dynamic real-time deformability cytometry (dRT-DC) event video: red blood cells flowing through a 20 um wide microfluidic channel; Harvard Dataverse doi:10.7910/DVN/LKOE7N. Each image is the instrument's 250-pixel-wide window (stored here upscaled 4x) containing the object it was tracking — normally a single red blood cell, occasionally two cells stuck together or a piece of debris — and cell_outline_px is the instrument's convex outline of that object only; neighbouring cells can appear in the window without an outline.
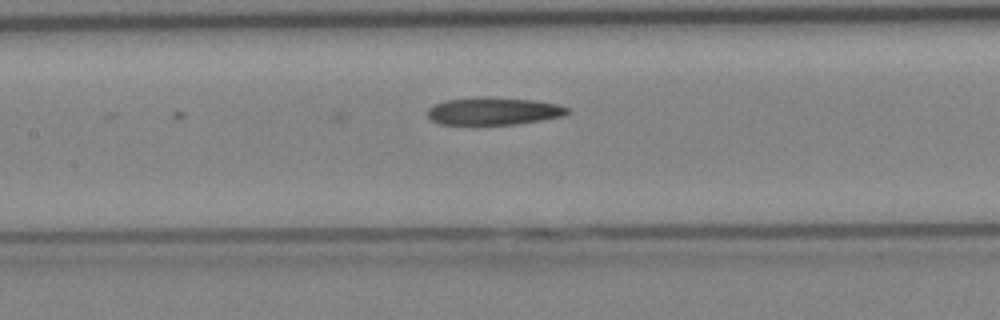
{"species": "Egyptian fruit bat (a non-hibernating species)", "species_latin": "Rousettus aegyptiacus", "temperature_condition": "cold", "stored_images_in_passage": 7, "camera_frame_rate_fps": 3000, "um_per_image_px": 0.085, "animal": {"sex": "female"}, "frame": {"image": 1, "passage_image": 7, "time_ms": 2.0, "image_size_px": [1000, 320], "cell_outline_px": [[572, 112], [564, 116], [516, 124], [440, 124], [432, 120], [428, 116], [428, 108], [436, 104], [448, 100], [480, 96], [488, 96], [532, 100], [560, 104], [568, 108]], "centroid_in_image_um": [42.0, 9.43], "position_along_channel_um": 165.4, "area_um2": 22.48}}